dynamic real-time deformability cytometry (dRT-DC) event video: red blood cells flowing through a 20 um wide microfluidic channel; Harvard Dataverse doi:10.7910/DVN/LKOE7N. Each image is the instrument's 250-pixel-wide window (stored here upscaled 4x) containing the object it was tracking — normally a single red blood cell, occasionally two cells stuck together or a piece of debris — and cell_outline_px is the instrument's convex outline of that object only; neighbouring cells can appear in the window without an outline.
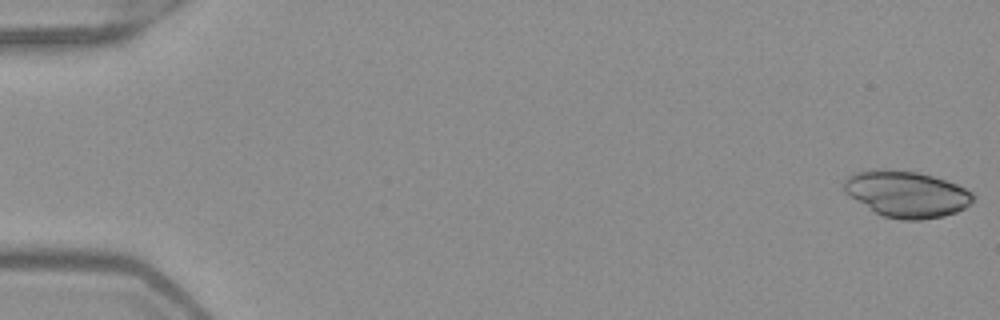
{"species": "Egyptian fruit bat (a non-hibernating species)", "species_latin": "Rousettus aegyptiacus", "temperature_condition": "warm", "stored_images_in_passage": 13, "camera_frame_rate_fps": 3000, "um_per_image_px": 0.085, "frame": {"image": 1, "passage_image": 1, "time_ms": 0.0, "image_size_px": [1000, 320], "cell_outline_px": [[976, 196], [964, 208], [956, 212], [944, 216], [920, 220], [904, 220], [884, 216], [876, 212], [844, 192], [844, 180], [848, 176], [856, 172], [880, 168], [888, 168], [916, 172], [932, 176], [956, 184], [972, 192]], "centroid_in_image_um": [77.06, 16.48], "position_along_channel_um": 7.9, "area_um2": 34.56}}